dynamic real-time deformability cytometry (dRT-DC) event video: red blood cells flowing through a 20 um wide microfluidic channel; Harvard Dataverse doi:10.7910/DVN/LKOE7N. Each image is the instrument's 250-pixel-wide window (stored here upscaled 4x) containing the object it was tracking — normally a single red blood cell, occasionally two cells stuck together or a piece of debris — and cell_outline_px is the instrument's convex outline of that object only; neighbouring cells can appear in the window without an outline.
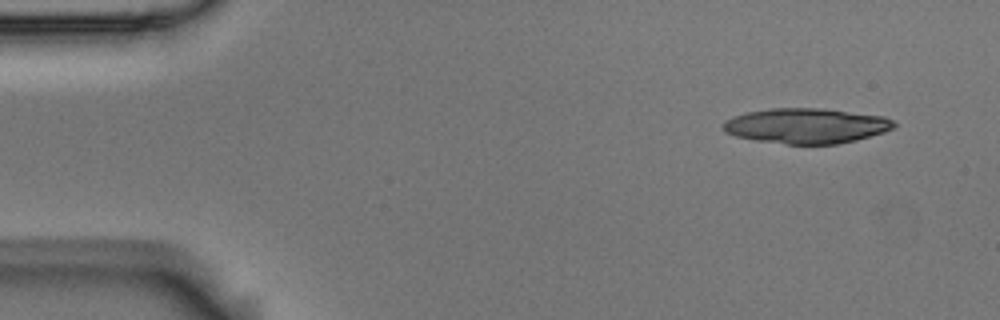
{"species": "Egyptian fruit bat (a non-hibernating species)", "species_latin": "Rousettus aegyptiacus", "temperature_condition": "room temperature", "stored_images_in_passage": 24, "camera_frame_rate_fps": 3000, "um_per_image_px": 0.085, "animal": {"sex": "male"}, "frame": {"image": 1, "passage_image": 1, "time_ms": 0.0, "image_size_px": [1000, 320], "cell_outline_px": [[896, 124], [892, 128], [884, 132], [856, 140], [836, 144], [788, 144], [756, 140], [736, 136], [724, 132], [724, 120], [732, 116], [748, 112], [772, 108], [820, 108], [884, 116], [892, 120]], "centroid_in_image_um": [68.52, 10.69], "position_along_channel_um": 16.5, "area_um2": 34.85}}
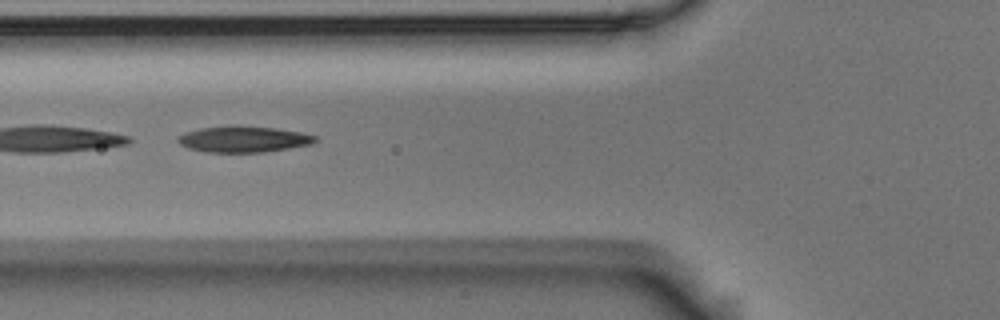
{"frame": {"image": 2, "passage_image": 17, "time_ms": 5.333, "image_size_px": [1000, 320], "cell_outline_px": [[320, 140], [312, 144], [264, 152], [204, 152], [188, 148], [180, 144], [176, 140], [184, 132], [200, 128], [228, 124], [240, 124], [276, 128], [300, 132], [316, 136]], "centroid_in_image_um": [20.69, 11.81], "position_along_channel_um": 105.1, "area_um2": 21.39}}